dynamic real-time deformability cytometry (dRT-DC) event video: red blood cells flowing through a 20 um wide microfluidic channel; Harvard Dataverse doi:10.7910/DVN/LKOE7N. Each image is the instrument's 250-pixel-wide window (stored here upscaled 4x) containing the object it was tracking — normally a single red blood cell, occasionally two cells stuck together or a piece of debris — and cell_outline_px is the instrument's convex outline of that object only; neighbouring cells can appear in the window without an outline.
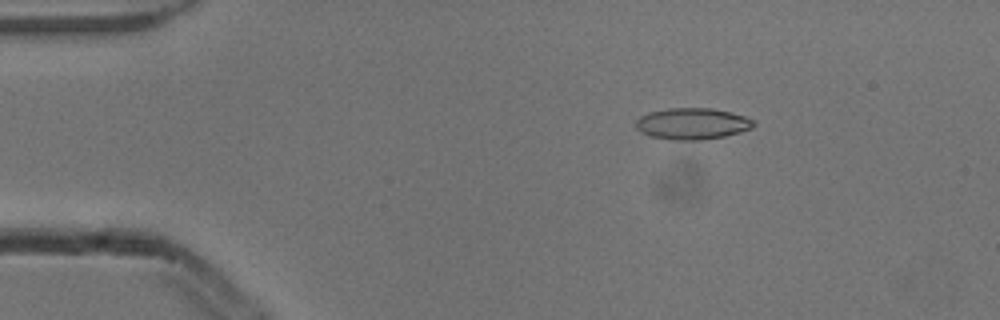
{"species": "common noctule bat (a hibernating species)", "species_latin": "Nyctalus noctula", "temperature_condition": "cold", "stored_images_in_passage": 3, "camera_frame_rate_fps": 3000, "um_per_image_px": 0.085, "animal": {"sex": "male", "body_mass_g": 13.3}, "frame": {"image": 1, "passage_image": 2, "time_ms": 0.333, "image_size_px": [1000, 320], "cell_outline_px": [[756, 124], [752, 128], [740, 132], [724, 136], [704, 140], [672, 140], [652, 136], [640, 132], [636, 128], [636, 120], [640, 116], [648, 112], [668, 108], [712, 108], [744, 116], [756, 120]], "centroid_in_image_um": [58.85, 10.51], "position_along_channel_um": 26.2, "area_um2": 21.68}}